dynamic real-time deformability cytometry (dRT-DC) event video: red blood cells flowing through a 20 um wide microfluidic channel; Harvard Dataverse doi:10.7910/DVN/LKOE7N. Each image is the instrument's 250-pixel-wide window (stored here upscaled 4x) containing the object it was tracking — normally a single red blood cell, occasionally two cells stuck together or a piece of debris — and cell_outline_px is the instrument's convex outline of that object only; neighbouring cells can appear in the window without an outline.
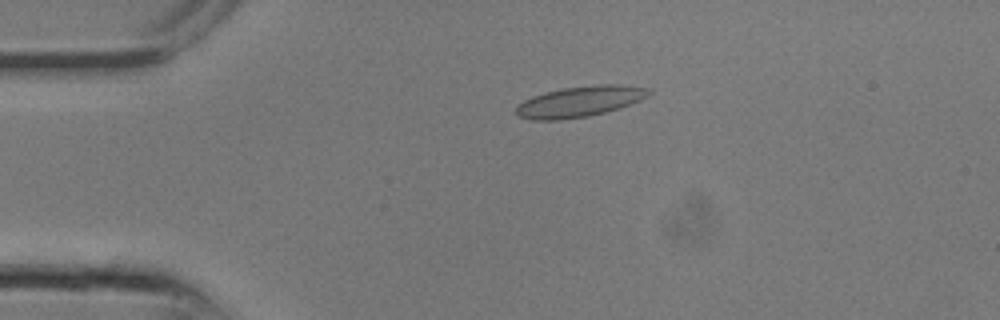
{"species": "common noctule bat (a hibernating species)", "species_latin": "Nyctalus noctula", "temperature_condition": "room temperature", "stored_images_in_passage": 13, "camera_frame_rate_fps": 3000, "um_per_image_px": 0.085, "animal": {"sex": "male", "body_mass_g": 13.3}, "frame": {"image": 1, "passage_image": 6, "time_ms": 1.667, "image_size_px": [1000, 320], "cell_outline_px": [[652, 92], [648, 96], [640, 100], [620, 108], [588, 116], [560, 120], [532, 120], [520, 116], [516, 112], [516, 104], [532, 96], [544, 92], [564, 88], [600, 84], [620, 84], [652, 88]], "centroid_in_image_um": [49.3, 8.62], "position_along_channel_um": 35.7, "area_um2": 23.87}}
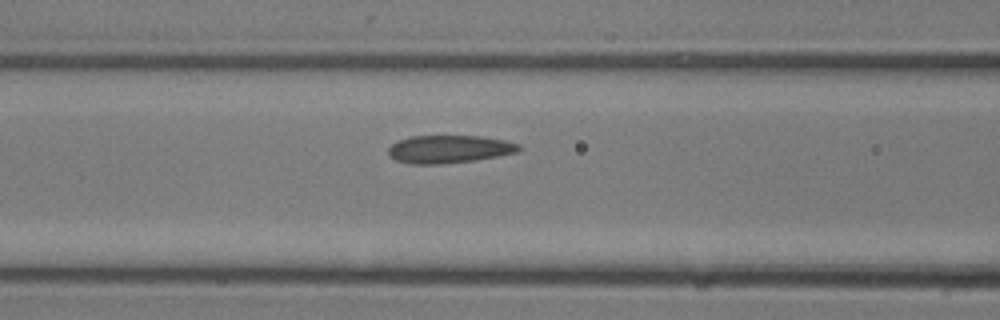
{"frame": {"image": 2, "passage_image": 11, "time_ms": 3.333, "image_size_px": [1000, 320], "cell_outline_px": [[520, 152], [476, 160], [436, 164], [412, 164], [396, 160], [388, 156], [388, 148], [396, 140], [412, 136], [480, 136], [504, 140], [520, 144]], "centroid_in_image_um": [38.16, 12.67], "position_along_channel_um": 128.4, "area_um2": 21.27}}
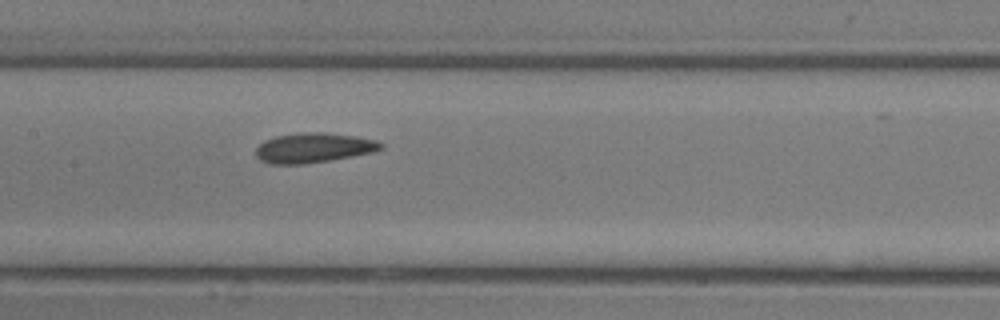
{"frame": {"image": 3, "passage_image": 13, "time_ms": 4.0, "image_size_px": [1000, 320], "cell_outline_px": [[384, 148], [376, 152], [332, 160], [304, 164], [268, 164], [260, 160], [256, 156], [256, 148], [264, 140], [276, 136], [300, 132], [324, 132], [352, 136], [376, 140], [384, 144]], "centroid_in_image_um": [26.66, 12.57], "position_along_channel_um": 180.7, "area_um2": 21.96}}